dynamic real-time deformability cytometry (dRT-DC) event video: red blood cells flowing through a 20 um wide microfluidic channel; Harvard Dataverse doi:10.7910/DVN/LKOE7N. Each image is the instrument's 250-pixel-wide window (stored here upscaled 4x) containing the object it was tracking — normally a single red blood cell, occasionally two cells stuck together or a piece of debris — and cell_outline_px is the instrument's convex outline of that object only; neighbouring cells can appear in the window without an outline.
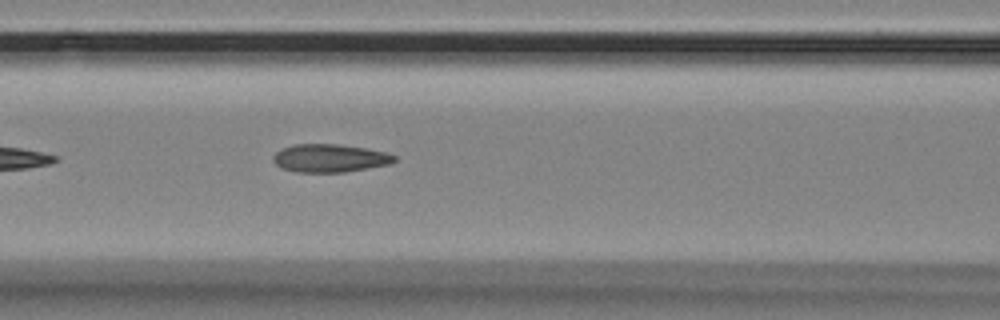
{"species": "Egyptian fruit bat (a non-hibernating species)", "species_latin": "Rousettus aegyptiacus", "temperature_condition": "room temperature", "stored_images_in_passage": 27, "camera_frame_rate_fps": 3000, "um_per_image_px": 0.085, "animal": {"sex": "female"}, "frame": {"image": 1, "passage_image": 9, "time_ms": 2.667, "image_size_px": [1000, 320], "cell_outline_px": [[396, 160], [388, 164], [344, 172], [296, 172], [280, 168], [272, 160], [272, 156], [276, 152], [292, 144], [340, 144], [388, 152], [396, 156]], "centroid_in_image_um": [28.0, 13.44], "position_along_channel_um": 138.6, "area_um2": 19.83}}
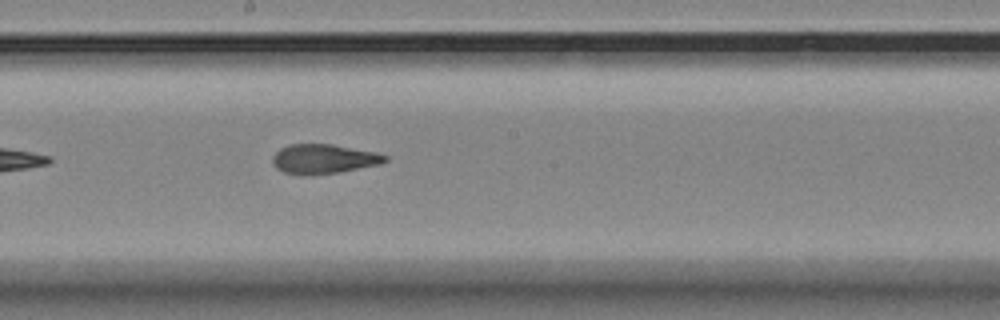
{"frame": {"image": 2, "passage_image": 16, "time_ms": 5.0, "image_size_px": [1000, 320], "cell_outline_px": [[388, 160], [380, 164], [336, 172], [304, 176], [284, 172], [276, 168], [272, 164], [272, 156], [280, 148], [288, 144], [332, 144], [376, 152], [388, 156]], "centroid_in_image_um": [27.47, 13.5], "position_along_channel_um": 220.7, "area_um2": 19.36}}
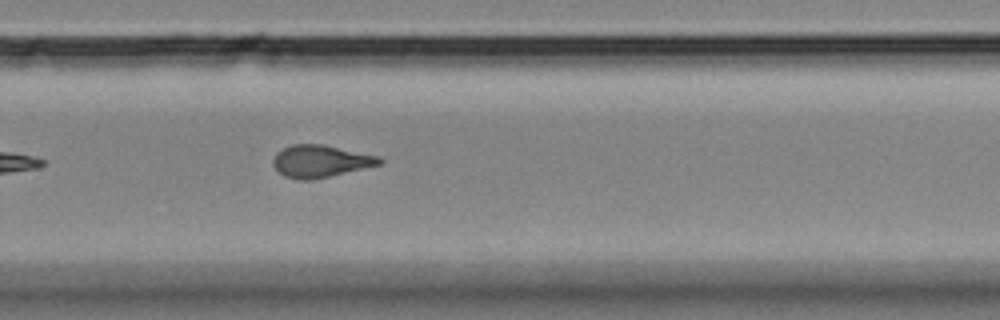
{"frame": {"image": 3, "passage_image": 23, "time_ms": 7.333, "image_size_px": [1000, 320], "cell_outline_px": [[384, 160], [380, 164], [312, 180], [296, 180], [284, 176], [272, 164], [272, 160], [276, 152], [292, 144], [324, 144], [380, 156]], "centroid_in_image_um": [27.22, 13.69], "position_along_channel_um": 302.6, "area_um2": 20.0}}